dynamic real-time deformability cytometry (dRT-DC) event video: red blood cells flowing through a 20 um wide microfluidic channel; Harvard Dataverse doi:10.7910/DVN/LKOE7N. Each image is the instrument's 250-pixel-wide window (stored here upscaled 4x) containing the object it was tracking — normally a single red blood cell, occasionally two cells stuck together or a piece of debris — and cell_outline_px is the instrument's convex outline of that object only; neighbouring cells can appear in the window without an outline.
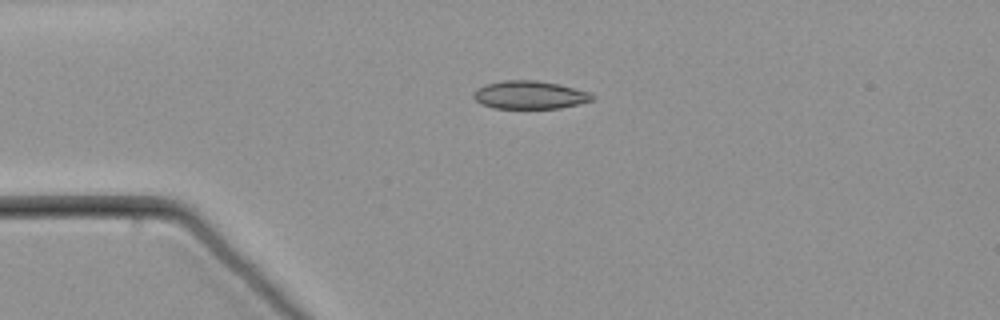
{"species": "common noctule bat (a hibernating species)", "species_latin": "Nyctalus noctula", "temperature_condition": "warm", "stored_images_in_passage": 5, "camera_frame_rate_fps": 3000, "um_per_image_px": 0.085, "animal": {"sex": "male", "body_mass_g": 21.5, "forearm_length_mm": 52.0}, "frame": {"image": 1, "passage_image": 1, "time_ms": 0.0, "image_size_px": [1000, 320], "cell_outline_px": [[596, 96], [592, 100], [560, 108], [492, 108], [480, 104], [472, 96], [472, 92], [476, 88], [488, 84], [504, 80], [536, 80], [560, 84], [588, 92]], "centroid_in_image_um": [44.98, 8.06], "position_along_channel_um": 40.0, "area_um2": 19.42}}